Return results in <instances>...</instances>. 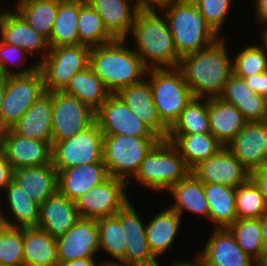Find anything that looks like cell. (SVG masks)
Masks as SVG:
<instances>
[{
    "mask_svg": "<svg viewBox=\"0 0 267 266\" xmlns=\"http://www.w3.org/2000/svg\"><path fill=\"white\" fill-rule=\"evenodd\" d=\"M116 94L160 139H166L169 128L160 120L149 81L141 80L120 89Z\"/></svg>",
    "mask_w": 267,
    "mask_h": 266,
    "instance_id": "ffe728a7",
    "label": "cell"
},
{
    "mask_svg": "<svg viewBox=\"0 0 267 266\" xmlns=\"http://www.w3.org/2000/svg\"><path fill=\"white\" fill-rule=\"evenodd\" d=\"M127 181L109 176L75 200L80 218L98 219L114 216L128 201Z\"/></svg>",
    "mask_w": 267,
    "mask_h": 266,
    "instance_id": "8fae6325",
    "label": "cell"
},
{
    "mask_svg": "<svg viewBox=\"0 0 267 266\" xmlns=\"http://www.w3.org/2000/svg\"><path fill=\"white\" fill-rule=\"evenodd\" d=\"M219 97L236 106L247 122L265 120L267 98L254 93L242 78L232 75Z\"/></svg>",
    "mask_w": 267,
    "mask_h": 266,
    "instance_id": "83f0119b",
    "label": "cell"
},
{
    "mask_svg": "<svg viewBox=\"0 0 267 266\" xmlns=\"http://www.w3.org/2000/svg\"><path fill=\"white\" fill-rule=\"evenodd\" d=\"M192 173L203 183L231 187H238L250 177V172L227 147H222L216 154L201 162Z\"/></svg>",
    "mask_w": 267,
    "mask_h": 266,
    "instance_id": "ac0fdd59",
    "label": "cell"
},
{
    "mask_svg": "<svg viewBox=\"0 0 267 266\" xmlns=\"http://www.w3.org/2000/svg\"><path fill=\"white\" fill-rule=\"evenodd\" d=\"M52 144L16 134L11 128L0 133V151L14 170L51 163Z\"/></svg>",
    "mask_w": 267,
    "mask_h": 266,
    "instance_id": "5bb4252c",
    "label": "cell"
},
{
    "mask_svg": "<svg viewBox=\"0 0 267 266\" xmlns=\"http://www.w3.org/2000/svg\"><path fill=\"white\" fill-rule=\"evenodd\" d=\"M166 140L173 143L191 170L224 147L211 133L168 134Z\"/></svg>",
    "mask_w": 267,
    "mask_h": 266,
    "instance_id": "f546056e",
    "label": "cell"
},
{
    "mask_svg": "<svg viewBox=\"0 0 267 266\" xmlns=\"http://www.w3.org/2000/svg\"><path fill=\"white\" fill-rule=\"evenodd\" d=\"M121 226H124L126 241L125 266H159L157 259L151 253L146 239L145 225L128 201L115 215Z\"/></svg>",
    "mask_w": 267,
    "mask_h": 266,
    "instance_id": "9a60e30c",
    "label": "cell"
},
{
    "mask_svg": "<svg viewBox=\"0 0 267 266\" xmlns=\"http://www.w3.org/2000/svg\"><path fill=\"white\" fill-rule=\"evenodd\" d=\"M163 11L181 58L203 50L220 37L210 28L193 1L169 6Z\"/></svg>",
    "mask_w": 267,
    "mask_h": 266,
    "instance_id": "277c9868",
    "label": "cell"
},
{
    "mask_svg": "<svg viewBox=\"0 0 267 266\" xmlns=\"http://www.w3.org/2000/svg\"><path fill=\"white\" fill-rule=\"evenodd\" d=\"M194 262L183 261V262L176 263L173 266H201L197 261H194Z\"/></svg>",
    "mask_w": 267,
    "mask_h": 266,
    "instance_id": "9f6ffc18",
    "label": "cell"
},
{
    "mask_svg": "<svg viewBox=\"0 0 267 266\" xmlns=\"http://www.w3.org/2000/svg\"><path fill=\"white\" fill-rule=\"evenodd\" d=\"M79 218L75 201L57 191L40 205L37 228L58 238L65 234Z\"/></svg>",
    "mask_w": 267,
    "mask_h": 266,
    "instance_id": "44dd1931",
    "label": "cell"
},
{
    "mask_svg": "<svg viewBox=\"0 0 267 266\" xmlns=\"http://www.w3.org/2000/svg\"><path fill=\"white\" fill-rule=\"evenodd\" d=\"M239 247L255 262L267 257L261 236L260 218L237 219L227 228Z\"/></svg>",
    "mask_w": 267,
    "mask_h": 266,
    "instance_id": "ab89813d",
    "label": "cell"
},
{
    "mask_svg": "<svg viewBox=\"0 0 267 266\" xmlns=\"http://www.w3.org/2000/svg\"><path fill=\"white\" fill-rule=\"evenodd\" d=\"M146 74L160 120L170 128L194 97L179 67L151 68Z\"/></svg>",
    "mask_w": 267,
    "mask_h": 266,
    "instance_id": "8992f818",
    "label": "cell"
},
{
    "mask_svg": "<svg viewBox=\"0 0 267 266\" xmlns=\"http://www.w3.org/2000/svg\"><path fill=\"white\" fill-rule=\"evenodd\" d=\"M99 266H125L124 264H120L119 262H105V263H102L101 265H99Z\"/></svg>",
    "mask_w": 267,
    "mask_h": 266,
    "instance_id": "6f0895ef",
    "label": "cell"
},
{
    "mask_svg": "<svg viewBox=\"0 0 267 266\" xmlns=\"http://www.w3.org/2000/svg\"><path fill=\"white\" fill-rule=\"evenodd\" d=\"M215 229L196 258L201 266H256L255 260L239 247L227 228Z\"/></svg>",
    "mask_w": 267,
    "mask_h": 266,
    "instance_id": "d6986e66",
    "label": "cell"
},
{
    "mask_svg": "<svg viewBox=\"0 0 267 266\" xmlns=\"http://www.w3.org/2000/svg\"><path fill=\"white\" fill-rule=\"evenodd\" d=\"M181 217L170 209L161 211L146 225V239L153 256L158 259L174 243Z\"/></svg>",
    "mask_w": 267,
    "mask_h": 266,
    "instance_id": "836d02e7",
    "label": "cell"
},
{
    "mask_svg": "<svg viewBox=\"0 0 267 266\" xmlns=\"http://www.w3.org/2000/svg\"><path fill=\"white\" fill-rule=\"evenodd\" d=\"M90 50L83 44L51 47L38 63L45 91H62L77 72L89 66Z\"/></svg>",
    "mask_w": 267,
    "mask_h": 266,
    "instance_id": "ba28073f",
    "label": "cell"
},
{
    "mask_svg": "<svg viewBox=\"0 0 267 266\" xmlns=\"http://www.w3.org/2000/svg\"><path fill=\"white\" fill-rule=\"evenodd\" d=\"M267 47L250 45L235 57L233 75L236 77H249L267 70Z\"/></svg>",
    "mask_w": 267,
    "mask_h": 266,
    "instance_id": "ee69618b",
    "label": "cell"
},
{
    "mask_svg": "<svg viewBox=\"0 0 267 266\" xmlns=\"http://www.w3.org/2000/svg\"><path fill=\"white\" fill-rule=\"evenodd\" d=\"M24 266H59L56 238L37 227L23 228Z\"/></svg>",
    "mask_w": 267,
    "mask_h": 266,
    "instance_id": "f1b7e54d",
    "label": "cell"
},
{
    "mask_svg": "<svg viewBox=\"0 0 267 266\" xmlns=\"http://www.w3.org/2000/svg\"><path fill=\"white\" fill-rule=\"evenodd\" d=\"M260 223H261V236H262V241H263V245L265 247V250L267 251V210L260 217Z\"/></svg>",
    "mask_w": 267,
    "mask_h": 266,
    "instance_id": "db71d44e",
    "label": "cell"
},
{
    "mask_svg": "<svg viewBox=\"0 0 267 266\" xmlns=\"http://www.w3.org/2000/svg\"><path fill=\"white\" fill-rule=\"evenodd\" d=\"M224 42L219 38L203 50L181 58L179 68L194 97H219L233 75V62Z\"/></svg>",
    "mask_w": 267,
    "mask_h": 266,
    "instance_id": "6da1fadb",
    "label": "cell"
},
{
    "mask_svg": "<svg viewBox=\"0 0 267 266\" xmlns=\"http://www.w3.org/2000/svg\"><path fill=\"white\" fill-rule=\"evenodd\" d=\"M53 92H45L11 127L18 135L52 144Z\"/></svg>",
    "mask_w": 267,
    "mask_h": 266,
    "instance_id": "603a6c76",
    "label": "cell"
},
{
    "mask_svg": "<svg viewBox=\"0 0 267 266\" xmlns=\"http://www.w3.org/2000/svg\"><path fill=\"white\" fill-rule=\"evenodd\" d=\"M17 53L19 54V56ZM22 54H26V51L24 49H22L21 47H18L16 45L6 44V43L2 42V39H1L0 57H1V63L3 66V77L11 76V75H24V74L32 73L36 69H38V64L36 63V65H33L32 67L30 66L29 68H26V69H22V70L20 69L18 71L11 70L8 67V65L11 64V62H12V65L13 64L16 65L15 62H17V61H18L17 63H19V61L21 62V60H22L21 57L23 56Z\"/></svg>",
    "mask_w": 267,
    "mask_h": 266,
    "instance_id": "bcb514c9",
    "label": "cell"
},
{
    "mask_svg": "<svg viewBox=\"0 0 267 266\" xmlns=\"http://www.w3.org/2000/svg\"><path fill=\"white\" fill-rule=\"evenodd\" d=\"M14 169L0 151V188L5 189L13 179Z\"/></svg>",
    "mask_w": 267,
    "mask_h": 266,
    "instance_id": "f907efd6",
    "label": "cell"
},
{
    "mask_svg": "<svg viewBox=\"0 0 267 266\" xmlns=\"http://www.w3.org/2000/svg\"><path fill=\"white\" fill-rule=\"evenodd\" d=\"M0 266H24L23 228L0 224Z\"/></svg>",
    "mask_w": 267,
    "mask_h": 266,
    "instance_id": "7bdbcfd3",
    "label": "cell"
},
{
    "mask_svg": "<svg viewBox=\"0 0 267 266\" xmlns=\"http://www.w3.org/2000/svg\"><path fill=\"white\" fill-rule=\"evenodd\" d=\"M93 257L75 259L69 262L59 264V266H96Z\"/></svg>",
    "mask_w": 267,
    "mask_h": 266,
    "instance_id": "f5cc1de1",
    "label": "cell"
},
{
    "mask_svg": "<svg viewBox=\"0 0 267 266\" xmlns=\"http://www.w3.org/2000/svg\"><path fill=\"white\" fill-rule=\"evenodd\" d=\"M41 71L5 77L2 102V132L15 125L30 106L45 93Z\"/></svg>",
    "mask_w": 267,
    "mask_h": 266,
    "instance_id": "30bf717a",
    "label": "cell"
},
{
    "mask_svg": "<svg viewBox=\"0 0 267 266\" xmlns=\"http://www.w3.org/2000/svg\"><path fill=\"white\" fill-rule=\"evenodd\" d=\"M59 264L94 257L99 249L96 219L79 218L65 233L56 238Z\"/></svg>",
    "mask_w": 267,
    "mask_h": 266,
    "instance_id": "2e32d148",
    "label": "cell"
},
{
    "mask_svg": "<svg viewBox=\"0 0 267 266\" xmlns=\"http://www.w3.org/2000/svg\"><path fill=\"white\" fill-rule=\"evenodd\" d=\"M7 204L14 215L15 223H11L0 213V224L9 227H37L40 218V204L31 199L13 180L6 186Z\"/></svg>",
    "mask_w": 267,
    "mask_h": 266,
    "instance_id": "e575fe53",
    "label": "cell"
},
{
    "mask_svg": "<svg viewBox=\"0 0 267 266\" xmlns=\"http://www.w3.org/2000/svg\"><path fill=\"white\" fill-rule=\"evenodd\" d=\"M102 18L107 32L114 39H127L136 13L140 9L138 0H87ZM129 1L134 4L129 5ZM130 6H132L130 8Z\"/></svg>",
    "mask_w": 267,
    "mask_h": 266,
    "instance_id": "cb8c5ba5",
    "label": "cell"
},
{
    "mask_svg": "<svg viewBox=\"0 0 267 266\" xmlns=\"http://www.w3.org/2000/svg\"><path fill=\"white\" fill-rule=\"evenodd\" d=\"M78 34L79 44L88 47L104 45L115 40L87 0H79Z\"/></svg>",
    "mask_w": 267,
    "mask_h": 266,
    "instance_id": "74e56055",
    "label": "cell"
},
{
    "mask_svg": "<svg viewBox=\"0 0 267 266\" xmlns=\"http://www.w3.org/2000/svg\"><path fill=\"white\" fill-rule=\"evenodd\" d=\"M235 205L237 219L260 218L267 210L260 188L251 177L236 187Z\"/></svg>",
    "mask_w": 267,
    "mask_h": 266,
    "instance_id": "b9f144b4",
    "label": "cell"
},
{
    "mask_svg": "<svg viewBox=\"0 0 267 266\" xmlns=\"http://www.w3.org/2000/svg\"><path fill=\"white\" fill-rule=\"evenodd\" d=\"M79 0H61L48 40L49 47L79 44Z\"/></svg>",
    "mask_w": 267,
    "mask_h": 266,
    "instance_id": "d590c367",
    "label": "cell"
},
{
    "mask_svg": "<svg viewBox=\"0 0 267 266\" xmlns=\"http://www.w3.org/2000/svg\"><path fill=\"white\" fill-rule=\"evenodd\" d=\"M15 12L6 10L1 17L2 42L21 47L28 53L44 51V54H48L50 50L48 40L37 33L17 11Z\"/></svg>",
    "mask_w": 267,
    "mask_h": 266,
    "instance_id": "d4e9b609",
    "label": "cell"
},
{
    "mask_svg": "<svg viewBox=\"0 0 267 266\" xmlns=\"http://www.w3.org/2000/svg\"><path fill=\"white\" fill-rule=\"evenodd\" d=\"M167 191L175 198L174 205L169 208L176 211L180 217L185 209L194 214L209 217V206L204 191V183L192 172Z\"/></svg>",
    "mask_w": 267,
    "mask_h": 266,
    "instance_id": "1f68e13d",
    "label": "cell"
},
{
    "mask_svg": "<svg viewBox=\"0 0 267 266\" xmlns=\"http://www.w3.org/2000/svg\"><path fill=\"white\" fill-rule=\"evenodd\" d=\"M140 9L155 11L154 6H158L159 10L162 12L165 8L177 4L186 2V0H138Z\"/></svg>",
    "mask_w": 267,
    "mask_h": 266,
    "instance_id": "681fc988",
    "label": "cell"
},
{
    "mask_svg": "<svg viewBox=\"0 0 267 266\" xmlns=\"http://www.w3.org/2000/svg\"><path fill=\"white\" fill-rule=\"evenodd\" d=\"M202 133H210L208 98L193 97L168 129V134Z\"/></svg>",
    "mask_w": 267,
    "mask_h": 266,
    "instance_id": "f35d334b",
    "label": "cell"
},
{
    "mask_svg": "<svg viewBox=\"0 0 267 266\" xmlns=\"http://www.w3.org/2000/svg\"><path fill=\"white\" fill-rule=\"evenodd\" d=\"M256 266H267V257H265L263 260L256 262Z\"/></svg>",
    "mask_w": 267,
    "mask_h": 266,
    "instance_id": "91938a15",
    "label": "cell"
},
{
    "mask_svg": "<svg viewBox=\"0 0 267 266\" xmlns=\"http://www.w3.org/2000/svg\"><path fill=\"white\" fill-rule=\"evenodd\" d=\"M63 93L76 97L79 101L97 111L111 95L102 80L90 66L77 72L62 90Z\"/></svg>",
    "mask_w": 267,
    "mask_h": 266,
    "instance_id": "4dcf8cb0",
    "label": "cell"
},
{
    "mask_svg": "<svg viewBox=\"0 0 267 266\" xmlns=\"http://www.w3.org/2000/svg\"><path fill=\"white\" fill-rule=\"evenodd\" d=\"M156 12L139 9L136 13L131 30L138 48L135 52L147 69L179 67L181 57L176 51L167 21L164 15Z\"/></svg>",
    "mask_w": 267,
    "mask_h": 266,
    "instance_id": "7a4b0ae2",
    "label": "cell"
},
{
    "mask_svg": "<svg viewBox=\"0 0 267 266\" xmlns=\"http://www.w3.org/2000/svg\"><path fill=\"white\" fill-rule=\"evenodd\" d=\"M3 14H4V11L0 12V20H1V17H2Z\"/></svg>",
    "mask_w": 267,
    "mask_h": 266,
    "instance_id": "be15d7a7",
    "label": "cell"
},
{
    "mask_svg": "<svg viewBox=\"0 0 267 266\" xmlns=\"http://www.w3.org/2000/svg\"><path fill=\"white\" fill-rule=\"evenodd\" d=\"M192 170L172 142L160 139L147 153L134 178L154 191L168 190Z\"/></svg>",
    "mask_w": 267,
    "mask_h": 266,
    "instance_id": "5b68a950",
    "label": "cell"
},
{
    "mask_svg": "<svg viewBox=\"0 0 267 266\" xmlns=\"http://www.w3.org/2000/svg\"><path fill=\"white\" fill-rule=\"evenodd\" d=\"M12 180L40 205L58 191V171L52 162L43 166L16 169Z\"/></svg>",
    "mask_w": 267,
    "mask_h": 266,
    "instance_id": "484cf974",
    "label": "cell"
},
{
    "mask_svg": "<svg viewBox=\"0 0 267 266\" xmlns=\"http://www.w3.org/2000/svg\"><path fill=\"white\" fill-rule=\"evenodd\" d=\"M159 140V137L104 135L103 162L109 176L130 184L127 176H135L141 162Z\"/></svg>",
    "mask_w": 267,
    "mask_h": 266,
    "instance_id": "52a82bcc",
    "label": "cell"
},
{
    "mask_svg": "<svg viewBox=\"0 0 267 266\" xmlns=\"http://www.w3.org/2000/svg\"><path fill=\"white\" fill-rule=\"evenodd\" d=\"M0 52H1V41H0ZM0 77H3V66L1 63V57H0Z\"/></svg>",
    "mask_w": 267,
    "mask_h": 266,
    "instance_id": "94428289",
    "label": "cell"
},
{
    "mask_svg": "<svg viewBox=\"0 0 267 266\" xmlns=\"http://www.w3.org/2000/svg\"><path fill=\"white\" fill-rule=\"evenodd\" d=\"M95 121L103 135L158 137L117 94H111L96 111Z\"/></svg>",
    "mask_w": 267,
    "mask_h": 266,
    "instance_id": "4fadbf2b",
    "label": "cell"
},
{
    "mask_svg": "<svg viewBox=\"0 0 267 266\" xmlns=\"http://www.w3.org/2000/svg\"><path fill=\"white\" fill-rule=\"evenodd\" d=\"M265 122H267V106H266V115H265Z\"/></svg>",
    "mask_w": 267,
    "mask_h": 266,
    "instance_id": "6125c7cd",
    "label": "cell"
},
{
    "mask_svg": "<svg viewBox=\"0 0 267 266\" xmlns=\"http://www.w3.org/2000/svg\"><path fill=\"white\" fill-rule=\"evenodd\" d=\"M263 34H262V44H265L266 45V47H267V27H266V29H264L263 30V32H262Z\"/></svg>",
    "mask_w": 267,
    "mask_h": 266,
    "instance_id": "680465c9",
    "label": "cell"
},
{
    "mask_svg": "<svg viewBox=\"0 0 267 266\" xmlns=\"http://www.w3.org/2000/svg\"><path fill=\"white\" fill-rule=\"evenodd\" d=\"M5 94V77H0V133L2 132V102Z\"/></svg>",
    "mask_w": 267,
    "mask_h": 266,
    "instance_id": "11a10c76",
    "label": "cell"
},
{
    "mask_svg": "<svg viewBox=\"0 0 267 266\" xmlns=\"http://www.w3.org/2000/svg\"><path fill=\"white\" fill-rule=\"evenodd\" d=\"M251 173L267 162V122H247L226 146Z\"/></svg>",
    "mask_w": 267,
    "mask_h": 266,
    "instance_id": "e0dca14e",
    "label": "cell"
},
{
    "mask_svg": "<svg viewBox=\"0 0 267 266\" xmlns=\"http://www.w3.org/2000/svg\"><path fill=\"white\" fill-rule=\"evenodd\" d=\"M89 106L62 91L53 92L52 144L75 136L95 122Z\"/></svg>",
    "mask_w": 267,
    "mask_h": 266,
    "instance_id": "7c38bea8",
    "label": "cell"
},
{
    "mask_svg": "<svg viewBox=\"0 0 267 266\" xmlns=\"http://www.w3.org/2000/svg\"><path fill=\"white\" fill-rule=\"evenodd\" d=\"M210 133L226 147L247 123L241 111L220 97L208 98Z\"/></svg>",
    "mask_w": 267,
    "mask_h": 266,
    "instance_id": "4316f807",
    "label": "cell"
},
{
    "mask_svg": "<svg viewBox=\"0 0 267 266\" xmlns=\"http://www.w3.org/2000/svg\"><path fill=\"white\" fill-rule=\"evenodd\" d=\"M104 135L95 121L75 136L52 144L51 162L57 170L103 161Z\"/></svg>",
    "mask_w": 267,
    "mask_h": 266,
    "instance_id": "9c48e42d",
    "label": "cell"
},
{
    "mask_svg": "<svg viewBox=\"0 0 267 266\" xmlns=\"http://www.w3.org/2000/svg\"><path fill=\"white\" fill-rule=\"evenodd\" d=\"M125 42V39H115L90 50L89 66L111 94L141 81L142 76L147 75L140 56L135 50L125 47Z\"/></svg>",
    "mask_w": 267,
    "mask_h": 266,
    "instance_id": "3957f363",
    "label": "cell"
},
{
    "mask_svg": "<svg viewBox=\"0 0 267 266\" xmlns=\"http://www.w3.org/2000/svg\"><path fill=\"white\" fill-rule=\"evenodd\" d=\"M255 2L257 19L267 24V0H256Z\"/></svg>",
    "mask_w": 267,
    "mask_h": 266,
    "instance_id": "816d5d0a",
    "label": "cell"
},
{
    "mask_svg": "<svg viewBox=\"0 0 267 266\" xmlns=\"http://www.w3.org/2000/svg\"><path fill=\"white\" fill-rule=\"evenodd\" d=\"M99 234V249L102 248L119 262L123 261L126 252L124 226L115 216L96 219Z\"/></svg>",
    "mask_w": 267,
    "mask_h": 266,
    "instance_id": "60d3db41",
    "label": "cell"
},
{
    "mask_svg": "<svg viewBox=\"0 0 267 266\" xmlns=\"http://www.w3.org/2000/svg\"><path fill=\"white\" fill-rule=\"evenodd\" d=\"M239 78H242L254 93L267 98V70L260 74Z\"/></svg>",
    "mask_w": 267,
    "mask_h": 266,
    "instance_id": "7dc6e473",
    "label": "cell"
},
{
    "mask_svg": "<svg viewBox=\"0 0 267 266\" xmlns=\"http://www.w3.org/2000/svg\"><path fill=\"white\" fill-rule=\"evenodd\" d=\"M204 191L209 206V219L224 229L237 220L235 205L236 187L217 183H204Z\"/></svg>",
    "mask_w": 267,
    "mask_h": 266,
    "instance_id": "d6a6232c",
    "label": "cell"
},
{
    "mask_svg": "<svg viewBox=\"0 0 267 266\" xmlns=\"http://www.w3.org/2000/svg\"><path fill=\"white\" fill-rule=\"evenodd\" d=\"M210 28L219 36V31L230 9L231 0H193Z\"/></svg>",
    "mask_w": 267,
    "mask_h": 266,
    "instance_id": "f6af8a7d",
    "label": "cell"
},
{
    "mask_svg": "<svg viewBox=\"0 0 267 266\" xmlns=\"http://www.w3.org/2000/svg\"><path fill=\"white\" fill-rule=\"evenodd\" d=\"M250 177L260 188L267 204V162L250 173Z\"/></svg>",
    "mask_w": 267,
    "mask_h": 266,
    "instance_id": "c3c4849f",
    "label": "cell"
},
{
    "mask_svg": "<svg viewBox=\"0 0 267 266\" xmlns=\"http://www.w3.org/2000/svg\"><path fill=\"white\" fill-rule=\"evenodd\" d=\"M60 1L20 0L16 9L37 33L49 40Z\"/></svg>",
    "mask_w": 267,
    "mask_h": 266,
    "instance_id": "8d00e7d4",
    "label": "cell"
},
{
    "mask_svg": "<svg viewBox=\"0 0 267 266\" xmlns=\"http://www.w3.org/2000/svg\"><path fill=\"white\" fill-rule=\"evenodd\" d=\"M57 171L58 191L73 201L109 177L103 161Z\"/></svg>",
    "mask_w": 267,
    "mask_h": 266,
    "instance_id": "7402d4cb",
    "label": "cell"
}]
</instances>
